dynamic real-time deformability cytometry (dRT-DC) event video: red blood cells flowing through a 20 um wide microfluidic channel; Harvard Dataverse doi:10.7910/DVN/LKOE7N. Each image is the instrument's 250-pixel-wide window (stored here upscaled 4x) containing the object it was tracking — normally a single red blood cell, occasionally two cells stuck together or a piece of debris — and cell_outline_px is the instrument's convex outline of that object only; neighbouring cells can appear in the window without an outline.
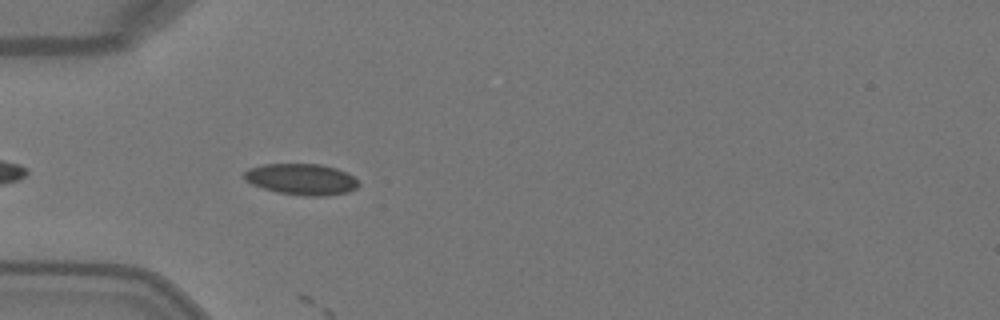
{"species": "Egyptian fruit bat (a non-hibernating species)", "species_latin": "Rousettus aegyptiacus", "temperature_condition": "warm", "stored_images_in_passage": 7, "camera_frame_rate_fps": 3000, "um_per_image_px": 0.085, "animal": {"sex": "female"}, "frame": {"image": 1, "passage_image": 4, "time_ms": 1.0, "image_size_px": [1000, 320], "cell_outline_px": [[360, 184], [356, 188], [348, 192], [324, 196], [304, 196], [276, 192], [252, 184], [244, 180], [244, 172], [248, 168], [264, 164], [320, 164], [336, 168], [352, 176]], "centroid_in_image_um": [25.6, 15.24], "position_along_channel_um": 59.4, "area_um2": 20.75}}